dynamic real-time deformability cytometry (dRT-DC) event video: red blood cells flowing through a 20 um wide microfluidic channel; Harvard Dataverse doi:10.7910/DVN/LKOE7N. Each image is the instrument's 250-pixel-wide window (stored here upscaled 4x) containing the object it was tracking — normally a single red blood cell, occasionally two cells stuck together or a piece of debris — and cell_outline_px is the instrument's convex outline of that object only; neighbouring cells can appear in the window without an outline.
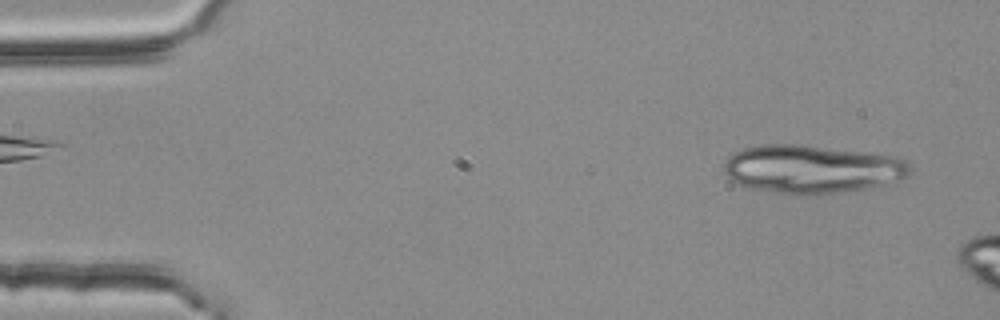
{"species": "common noctule bat (a hibernating species)", "species_latin": "Nyctalus noctula", "temperature_condition": "room temperature", "stored_images_in_passage": 3, "camera_frame_rate_fps": 3000, "um_per_image_px": 0.085, "animal": {"sex": "female", "body_mass_g": 25.1}, "frame": {"image": 1, "passage_image": 1, "time_ms": 0.0, "image_size_px": [1000, 320], "cell_outline_px": [[912, 172], [908, 176], [888, 184], [872, 188], [816, 196], [776, 192], [752, 188], [740, 184], [732, 180], [724, 172], [724, 164], [728, 156], [744, 148], [764, 144], [800, 144], [868, 152], [896, 156], [904, 160], [912, 168]], "centroid_in_image_um": [69.07, 14.38], "position_along_channel_um": 15.9, "area_um2": 52.83}}